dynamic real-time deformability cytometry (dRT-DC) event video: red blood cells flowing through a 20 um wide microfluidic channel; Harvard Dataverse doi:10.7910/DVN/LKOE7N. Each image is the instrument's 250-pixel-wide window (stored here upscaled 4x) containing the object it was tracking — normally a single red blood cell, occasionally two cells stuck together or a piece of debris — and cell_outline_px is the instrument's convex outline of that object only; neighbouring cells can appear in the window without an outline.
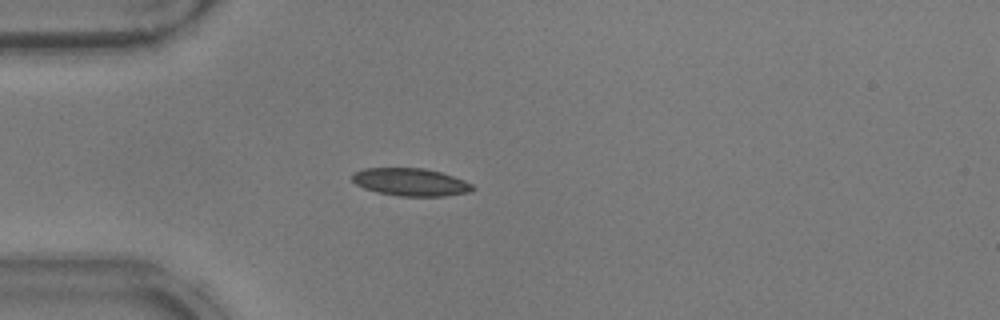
{"species": "common noctule bat (a hibernating species)", "species_latin": "Nyctalus noctula", "temperature_condition": "warm", "stored_images_in_passage": 39, "camera_frame_rate_fps": 3000, "um_per_image_px": 0.085, "animal": {"sex": "male", "body_mass_g": 17.9}, "frame": {"image": 1, "passage_image": 2, "time_ms": 0.333, "image_size_px": [1000, 320], "cell_outline_px": [[476, 188], [468, 192], [444, 196], [400, 196], [376, 192], [364, 188], [356, 184], [352, 180], [352, 172], [364, 168], [424, 168], [440, 172], [464, 180], [472, 184]], "centroid_in_image_um": [34.87, 15.47], "position_along_channel_um": 50.1, "area_um2": 19.42}}
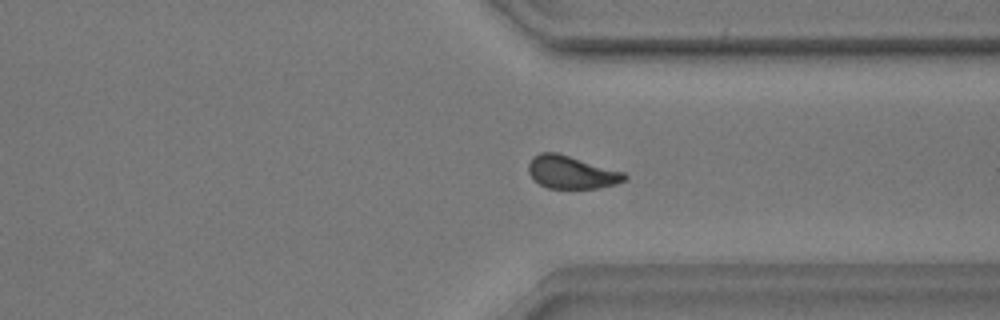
{"frame": {"image": 2, "passage_image": 27, "time_ms": 8.667, "image_size_px": [1000, 320], "cell_outline_px": [[628, 180], [616, 184], [600, 188], [548, 188], [532, 180], [528, 172], [528, 164], [532, 156], [540, 152], [556, 152], [624, 172], [628, 176]], "centroid_in_image_um": [48.56, 14.64], "position_along_channel_um": 362.8, "area_um2": 18.55}}
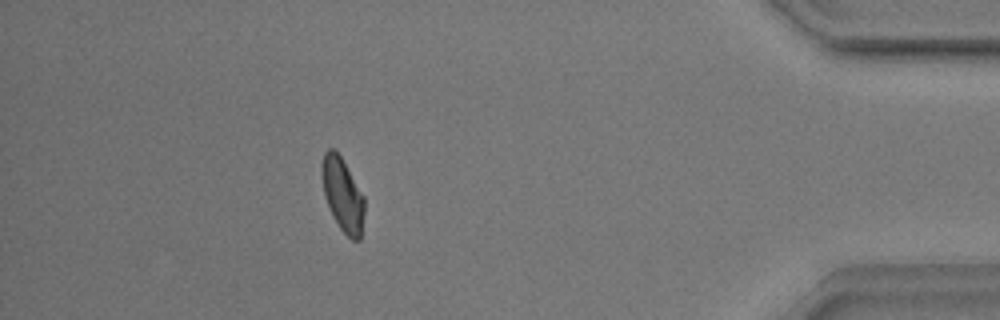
{"frame": {"image": 3, "passage_image": 34, "time_ms": 11.0, "image_size_px": [1000, 320], "cell_outline_px": [[364, 212], [360, 240], [352, 240], [340, 228], [332, 216], [324, 196], [320, 172], [320, 164], [324, 152], [328, 148], [332, 148], [340, 156], [364, 196]], "centroid_in_image_um": [29.09, 16.53], "position_along_channel_um": 406.1, "area_um2": 18.26}, "authors_computed_cell_mechanics": {"area_um2": 18.9006, "velocity_mm_per_s": 3.8913, "shape_relaxation_time_tau1_ms": 6.2474, "shape_relaxation_time_tau2_ms": 2.5576, "deformation_change_tau1": 0.1475, "deformation_change_tau2": 0.0748}}